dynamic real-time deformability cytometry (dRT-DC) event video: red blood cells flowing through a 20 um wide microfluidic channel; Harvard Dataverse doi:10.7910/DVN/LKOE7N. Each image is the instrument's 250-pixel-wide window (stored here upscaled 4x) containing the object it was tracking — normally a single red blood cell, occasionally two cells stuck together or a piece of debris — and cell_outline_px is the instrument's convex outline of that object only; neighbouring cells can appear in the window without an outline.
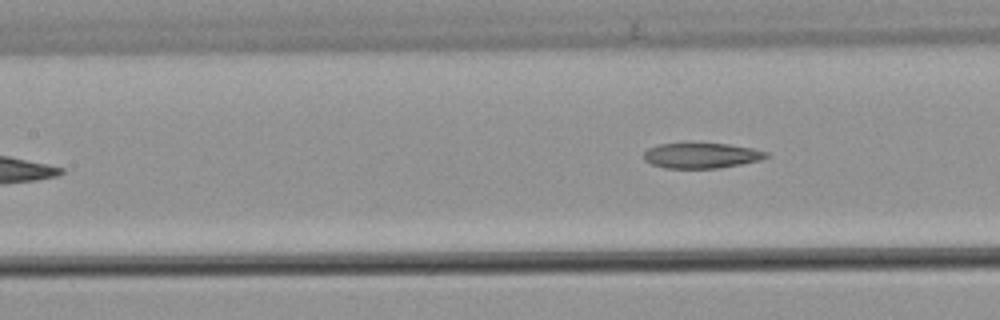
{"species": "common noctule bat (a hibernating species)", "species_latin": "Nyctalus noctula", "temperature_condition": "warm", "stored_images_in_passage": 6, "camera_frame_rate_fps": 3000, "um_per_image_px": 0.085, "animal": {"sex": "male", "body_mass_g": 21.5, "forearm_length_mm": 52.0}, "frame": {"image": 1, "passage_image": 6, "time_ms": 1.667, "image_size_px": [1000, 320], "cell_outline_px": [[768, 156], [760, 160], [720, 168], [664, 168], [652, 164], [644, 160], [644, 152], [648, 148], [660, 144], [728, 144], [752, 148], [768, 152]], "centroid_in_image_um": [59.61, 13.23], "position_along_channel_um": 147.8, "area_um2": 17.86}}